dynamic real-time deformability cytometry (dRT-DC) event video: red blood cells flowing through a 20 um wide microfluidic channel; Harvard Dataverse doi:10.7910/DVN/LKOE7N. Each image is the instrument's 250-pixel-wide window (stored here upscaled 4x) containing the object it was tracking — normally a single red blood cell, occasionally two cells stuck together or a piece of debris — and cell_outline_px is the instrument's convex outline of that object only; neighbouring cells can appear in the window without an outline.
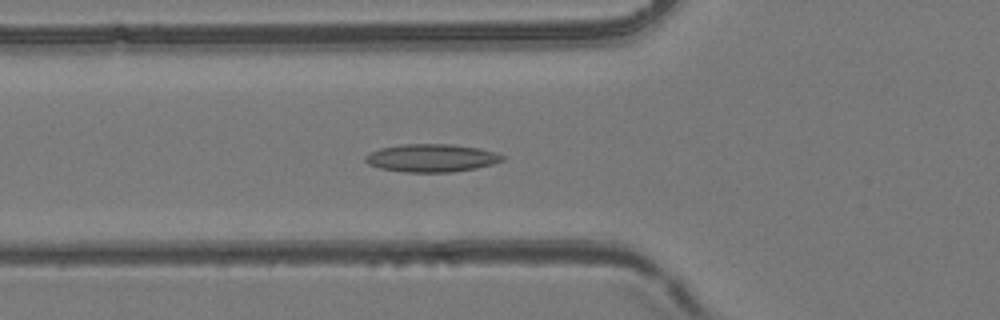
{"species": "common noctule bat (a hibernating species)", "species_latin": "Nyctalus noctula", "temperature_condition": "room temperature", "stored_images_in_passage": 54, "camera_frame_rate_fps": 3000, "um_per_image_px": 0.085, "animal": {"sex": "female", "body_mass_g": 24.6, "forearm_length_mm": 56.2}, "frame": {"image": 1, "passage_image": 20, "time_ms": 6.333, "image_size_px": [1000, 320], "cell_outline_px": [[504, 160], [492, 164], [476, 168], [452, 172], [404, 172], [380, 168], [368, 164], [364, 160], [364, 156], [380, 148], [400, 144], [452, 144], [480, 148], [496, 152], [504, 156]], "centroid_in_image_um": [36.68, 13.42], "position_along_channel_um": 89.1, "area_um2": 22.37}}
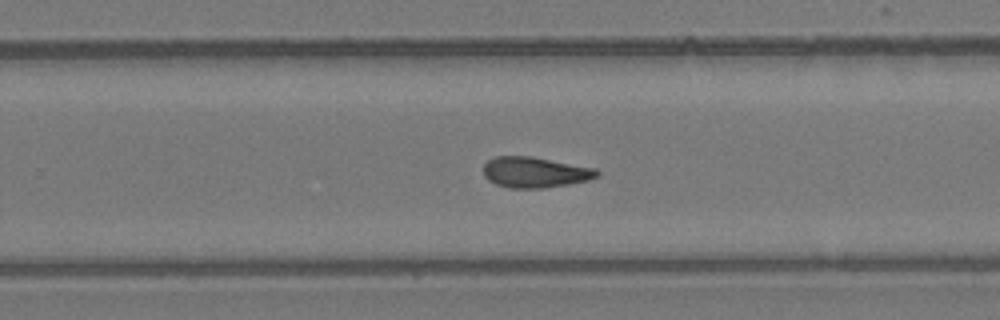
{"frame": {"image": 2, "passage_image": 35, "time_ms": 11.333, "image_size_px": [1000, 320], "cell_outline_px": [[600, 176], [588, 180], [568, 184], [544, 188], [512, 188], [496, 184], [488, 180], [484, 176], [484, 164], [488, 160], [496, 156], [532, 156], [596, 168], [600, 172]], "centroid_in_image_um": [45.49, 14.64], "position_along_channel_um": 284.3, "area_um2": 20.4}}
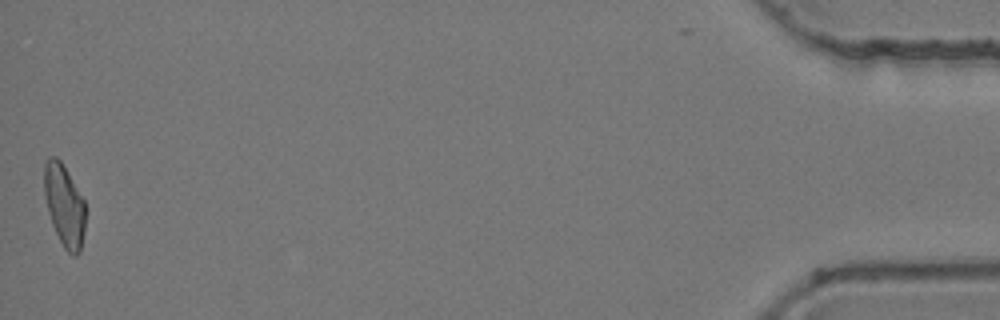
{"frame": {"image": 3, "passage_image": 54, "time_ms": 17.667, "image_size_px": [1000, 320], "cell_outline_px": [[84, 232], [80, 252], [76, 256], [72, 256], [64, 248], [52, 224], [48, 212], [44, 192], [44, 164], [48, 156], [56, 156], [60, 160], [84, 200]], "centroid_in_image_um": [5.45, 17.46], "position_along_channel_um": 429.7, "area_um2": 19.48}, "authors_computed_cell_mechanics": {"area_um2": 20.6057, "velocity_mm_per_s": 3.8962, "shape_relaxation_time_tau1_ms": null, "shape_relaxation_time_tau2_ms": 7.8615, "deformation_change_tau1": null, "deformation_change_tau2": 0.1944}}